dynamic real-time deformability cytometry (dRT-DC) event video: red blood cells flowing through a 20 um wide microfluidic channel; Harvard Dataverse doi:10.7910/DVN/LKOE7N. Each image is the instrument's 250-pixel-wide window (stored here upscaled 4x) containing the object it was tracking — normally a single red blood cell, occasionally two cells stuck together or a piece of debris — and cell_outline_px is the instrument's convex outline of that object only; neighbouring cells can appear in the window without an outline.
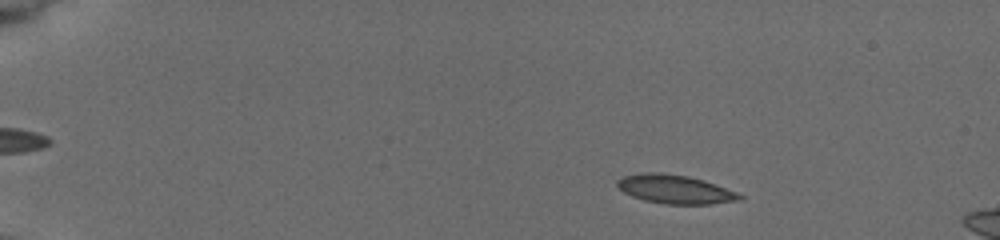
{"species": "common noctule bat (a hibernating species)", "species_latin": "Nyctalus noctula", "temperature_condition": "cold", "stored_images_in_passage": 32, "camera_frame_rate_fps": 3000, "um_per_image_px": 0.085, "animal": {"sex": "female", "body_mass_g": 19.5, "forearm_length_mm": 54.1}, "frame": {"image": 1, "passage_image": 12, "time_ms": 3.0, "image_size_px": [1000, 240], "cell_outline_px": [[744, 196], [740, 200], [712, 204], [664, 204], [644, 200], [632, 196], [624, 192], [616, 184], [616, 180], [624, 176], [640, 172], [660, 172], [688, 176], [704, 180], [736, 192]], "centroid_in_image_um": [57.36, 16.08], "position_along_channel_um": 27.6, "area_um2": 20.52}}
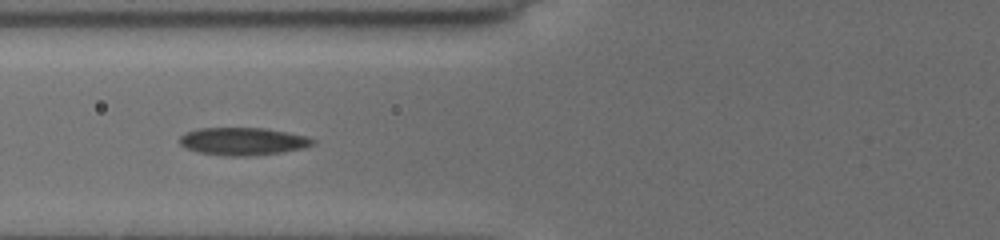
{"frame": {"image": 2, "passage_image": 27, "time_ms": 7.667, "image_size_px": [1000, 240], "cell_outline_px": [[316, 140], [312, 144], [304, 148], [284, 152], [248, 156], [224, 156], [200, 152], [184, 148], [180, 144], [180, 136], [188, 132], [200, 128], [264, 128], [288, 132], [304, 136]], "centroid_in_image_um": [20.64, 12.02], "position_along_channel_um": 105.2, "area_um2": 21.39}}
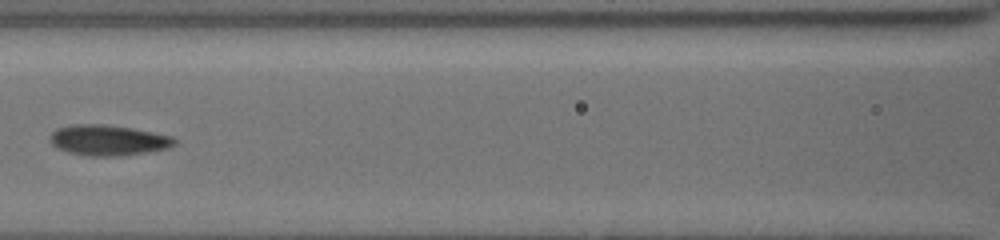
{"frame": {"image": 3, "passage_image": 29, "time_ms": 9.0, "image_size_px": [1000, 240], "cell_outline_px": [[176, 144], [168, 148], [148, 152], [120, 156], [88, 156], [68, 152], [56, 148], [48, 140], [48, 136], [56, 128], [76, 124], [104, 124], [132, 128], [172, 136], [176, 140]], "centroid_in_image_um": [9.16, 11.92], "position_along_channel_um": 157.4, "area_um2": 22.37}}